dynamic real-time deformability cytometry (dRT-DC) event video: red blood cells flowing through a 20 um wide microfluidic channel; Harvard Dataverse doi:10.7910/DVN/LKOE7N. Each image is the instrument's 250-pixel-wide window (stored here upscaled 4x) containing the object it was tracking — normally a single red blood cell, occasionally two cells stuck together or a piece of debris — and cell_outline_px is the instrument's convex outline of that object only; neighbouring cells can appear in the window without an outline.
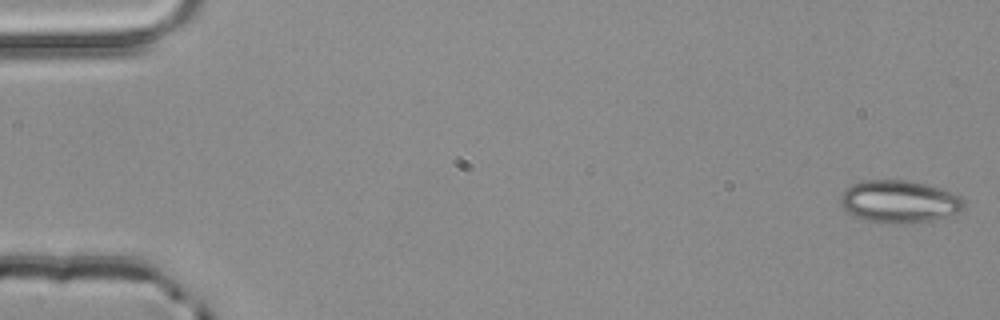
{"species": "common noctule bat (a hibernating species)", "species_latin": "Nyctalus noctula", "temperature_condition": "room temperature", "stored_images_in_passage": 3, "segment_of_instrument_passage": [2, 2], "camera_frame_rate_fps": 3000, "um_per_image_px": 0.085, "animal": {"sex": "male", "body_mass_g": 20.4}, "frame": {"image": 1, "passage_image": 3, "time_ms": 0.667, "image_size_px": [1000, 320], "cell_outline_px": [[964, 208], [960, 212], [932, 220], [892, 224], [864, 220], [852, 216], [840, 204], [840, 196], [852, 184], [864, 180], [908, 180], [956, 192], [964, 200]], "centroid_in_image_um": [76.45, 17.13], "position_along_channel_um": 8.6, "area_um2": 30.63}}